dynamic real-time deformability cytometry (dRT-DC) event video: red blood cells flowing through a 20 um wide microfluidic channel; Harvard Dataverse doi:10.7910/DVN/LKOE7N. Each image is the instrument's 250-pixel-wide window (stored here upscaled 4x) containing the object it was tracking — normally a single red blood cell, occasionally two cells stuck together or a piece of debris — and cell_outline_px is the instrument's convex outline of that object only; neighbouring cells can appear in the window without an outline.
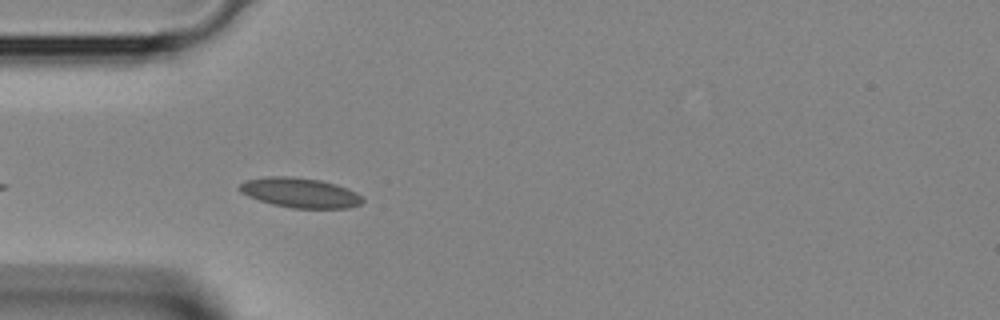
{"species": "Egyptian fruit bat (a non-hibernating species)", "species_latin": "Rousettus aegyptiacus", "temperature_condition": "room temperature", "stored_images_in_passage": 2, "camera_frame_rate_fps": 3000, "um_per_image_px": 0.085, "animal": {"sex": "female"}, "frame": {"image": 1, "passage_image": 2, "time_ms": 0.333, "image_size_px": [1000, 320], "cell_outline_px": [[364, 200], [360, 204], [348, 208], [292, 208], [272, 204], [248, 196], [240, 192], [240, 184], [248, 180], [268, 176], [288, 176], [320, 180], [336, 184], [348, 188], [356, 192]], "centroid_in_image_um": [25.53, 16.38], "position_along_channel_um": 59.5, "area_um2": 21.21}}